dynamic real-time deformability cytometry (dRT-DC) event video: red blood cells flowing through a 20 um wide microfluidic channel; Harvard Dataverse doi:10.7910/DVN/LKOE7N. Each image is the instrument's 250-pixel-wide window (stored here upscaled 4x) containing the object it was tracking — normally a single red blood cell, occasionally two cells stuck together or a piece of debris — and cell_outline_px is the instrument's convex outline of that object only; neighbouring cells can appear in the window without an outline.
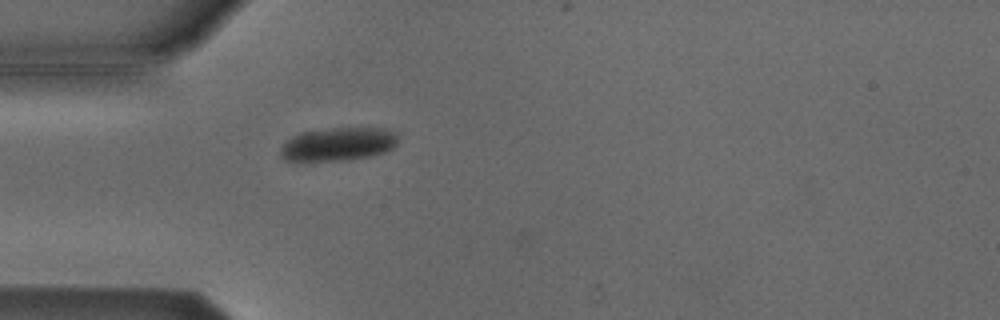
{"species": "Egyptian fruit bat (a non-hibernating species)", "species_latin": "Rousettus aegyptiacus", "temperature_condition": "cold", "stored_images_in_passage": 2, "camera_frame_rate_fps": 3000, "um_per_image_px": 0.085, "animal": {"sex": "male"}, "frame": {"image": 1, "passage_image": 1, "time_ms": 0.0, "image_size_px": [1000, 320], "cell_outline_px": [[400, 132], [396, 144], [392, 148], [384, 152], [368, 156], [348, 160], [284, 160], [280, 156], [280, 144], [292, 136], [304, 132], [328, 128], [384, 128]], "centroid_in_image_um": [28.76, 12.23], "position_along_channel_um": 56.2, "area_um2": 22.95}}